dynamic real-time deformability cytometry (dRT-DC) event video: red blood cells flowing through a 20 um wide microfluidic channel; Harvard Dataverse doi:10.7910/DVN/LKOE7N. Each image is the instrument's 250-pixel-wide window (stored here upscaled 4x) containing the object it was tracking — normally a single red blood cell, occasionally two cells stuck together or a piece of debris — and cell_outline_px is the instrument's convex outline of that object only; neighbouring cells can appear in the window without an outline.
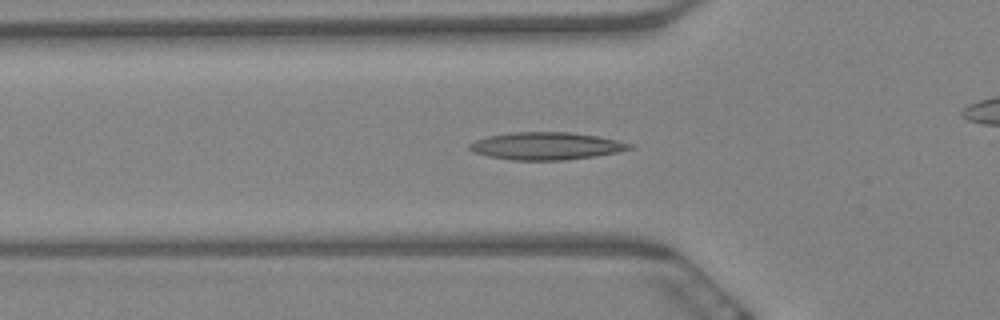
{"species": "Egyptian fruit bat (a non-hibernating species)", "species_latin": "Rousettus aegyptiacus", "temperature_condition": "warm", "stored_images_in_passage": 23, "camera_frame_rate_fps": 3000, "um_per_image_px": 0.085, "animal": {"sex": "female"}, "frame": {"image": 1, "passage_image": 20, "time_ms": 6.333, "image_size_px": [1000, 320], "cell_outline_px": [[636, 148], [596, 156], [564, 160], [508, 160], [488, 156], [472, 152], [468, 148], [468, 144], [476, 140], [488, 136], [512, 132], [572, 132], [600, 136], [636, 144]], "centroid_in_image_um": [46.47, 12.4], "position_along_channel_um": 79.3, "area_um2": 26.01}}
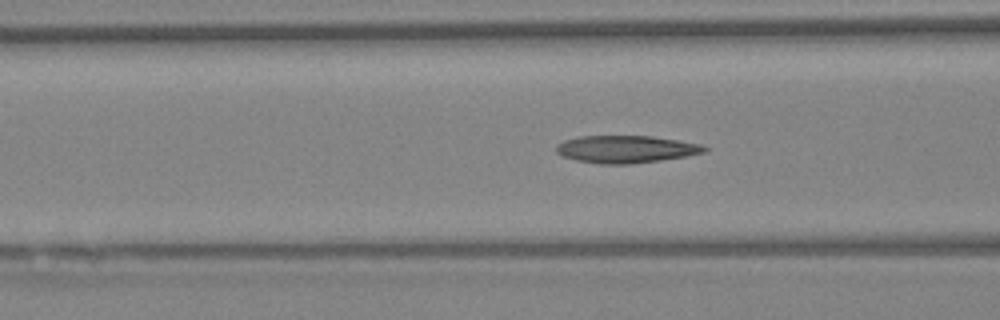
{"frame": {"image": 2, "passage_image": 23, "time_ms": 7.333, "image_size_px": [1000, 320], "cell_outline_px": [[708, 148], [704, 152], [684, 156], [660, 160], [628, 164], [600, 164], [576, 160], [564, 156], [556, 152], [556, 144], [564, 140], [580, 136], [652, 136], [700, 144]], "centroid_in_image_um": [53.16, 12.68], "position_along_channel_um": 113.4, "area_um2": 23.41}}